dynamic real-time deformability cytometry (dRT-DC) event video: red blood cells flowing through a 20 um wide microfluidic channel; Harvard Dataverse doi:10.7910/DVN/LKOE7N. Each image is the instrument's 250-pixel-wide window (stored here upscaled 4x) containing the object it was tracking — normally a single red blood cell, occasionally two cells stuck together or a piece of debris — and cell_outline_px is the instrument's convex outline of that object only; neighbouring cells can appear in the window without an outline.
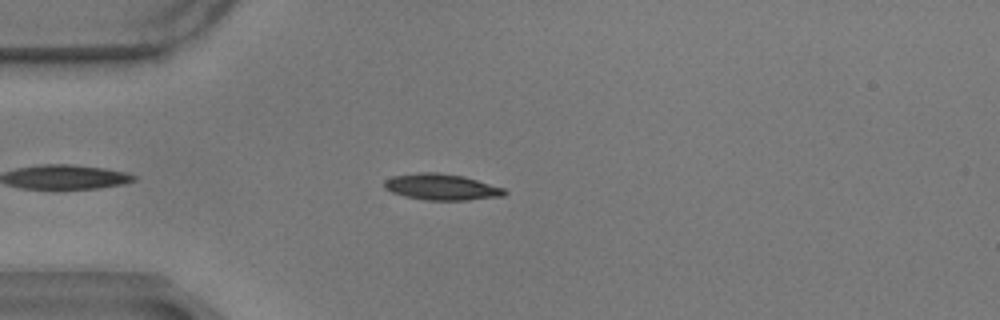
{"species": "common noctule bat (a hibernating species)", "species_latin": "Nyctalus noctula", "temperature_condition": "warm", "stored_images_in_passage": 22, "camera_frame_rate_fps": 3000, "um_per_image_px": 0.085, "animal": {"sex": "male", "body_mass_g": 17.9}, "frame": {"image": 1, "passage_image": 3, "time_ms": 0.667, "image_size_px": [1000, 320], "cell_outline_px": [[508, 192], [504, 196], [468, 200], [424, 200], [404, 196], [392, 192], [384, 188], [384, 180], [392, 176], [420, 172], [436, 172], [464, 176], [504, 188]], "centroid_in_image_um": [37.53, 15.89], "position_along_channel_um": 47.5, "area_um2": 18.44}}
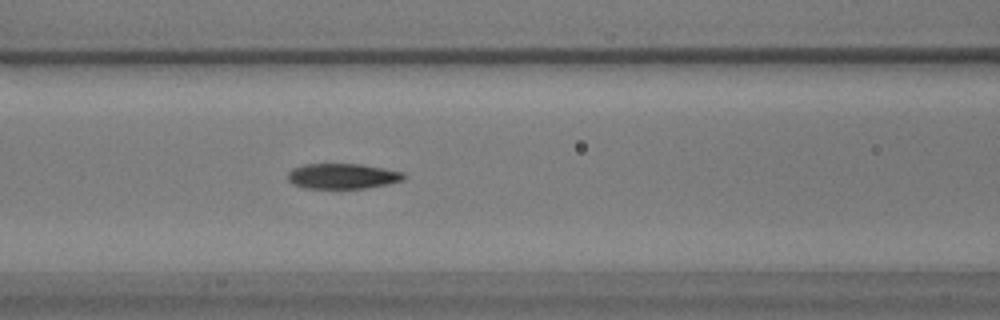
{"frame": {"image": 2, "passage_image": 12, "time_ms": 3.667, "image_size_px": [1000, 320], "cell_outline_px": [[408, 176], [404, 180], [388, 184], [364, 188], [304, 188], [292, 184], [288, 180], [288, 172], [292, 168], [304, 164], [360, 164], [384, 168], [404, 172]], "centroid_in_image_um": [29.13, 14.97], "position_along_channel_um": 137.5, "area_um2": 17.28}}
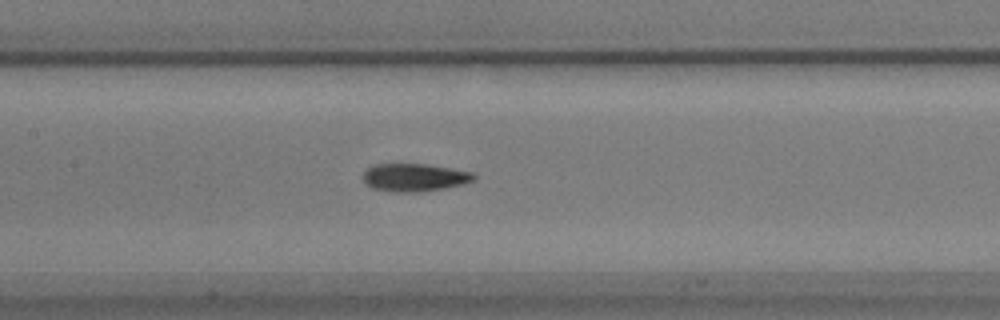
{"frame": {"image": 3, "passage_image": 15, "time_ms": 4.667, "image_size_px": [1000, 320], "cell_outline_px": [[476, 180], [464, 184], [444, 188], [420, 192], [400, 192], [372, 188], [364, 180], [364, 172], [368, 168], [376, 164], [424, 164], [472, 172], [476, 176]], "centroid_in_image_um": [35.27, 15.08], "position_along_channel_um": 172.1, "area_um2": 17.74}}